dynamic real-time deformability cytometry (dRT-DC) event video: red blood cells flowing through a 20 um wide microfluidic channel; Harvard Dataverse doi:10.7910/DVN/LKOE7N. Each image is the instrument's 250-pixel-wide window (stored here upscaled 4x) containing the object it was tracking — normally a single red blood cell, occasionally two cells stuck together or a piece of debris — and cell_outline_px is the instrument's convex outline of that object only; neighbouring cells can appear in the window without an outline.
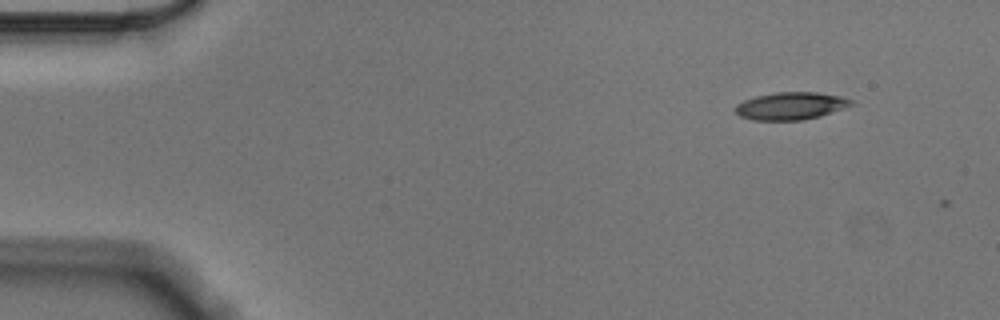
{"species": "Egyptian fruit bat (a non-hibernating species)", "species_latin": "Rousettus aegyptiacus", "temperature_condition": "cold", "stored_images_in_passage": 2, "camera_frame_rate_fps": 3000, "um_per_image_px": 0.085, "animal": {"sex": "male"}, "frame": {"image": 1, "passage_image": 1, "time_ms": 0.0, "image_size_px": [1000, 320], "cell_outline_px": [[856, 104], [820, 116], [804, 120], [752, 120], [740, 116], [736, 112], [736, 104], [744, 100], [756, 96], [776, 92], [816, 92], [840, 96], [852, 100]], "centroid_in_image_um": [67.23, 9.0], "position_along_channel_um": 17.8, "area_um2": 18.55}}